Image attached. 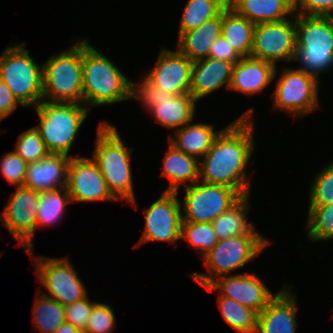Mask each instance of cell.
<instances>
[{
  "label": "cell",
  "mask_w": 333,
  "mask_h": 333,
  "mask_svg": "<svg viewBox=\"0 0 333 333\" xmlns=\"http://www.w3.org/2000/svg\"><path fill=\"white\" fill-rule=\"evenodd\" d=\"M233 66L231 62L209 57L193 61L189 94L200 101L223 86L229 90Z\"/></svg>",
  "instance_id": "obj_20"
},
{
  "label": "cell",
  "mask_w": 333,
  "mask_h": 333,
  "mask_svg": "<svg viewBox=\"0 0 333 333\" xmlns=\"http://www.w3.org/2000/svg\"><path fill=\"white\" fill-rule=\"evenodd\" d=\"M71 157L49 153L37 162L27 163L23 186L41 193L66 187Z\"/></svg>",
  "instance_id": "obj_21"
},
{
  "label": "cell",
  "mask_w": 333,
  "mask_h": 333,
  "mask_svg": "<svg viewBox=\"0 0 333 333\" xmlns=\"http://www.w3.org/2000/svg\"><path fill=\"white\" fill-rule=\"evenodd\" d=\"M215 125L207 123L187 125L175 130L176 136L168 135L169 143L185 154L200 159L209 151L215 138L222 130H215Z\"/></svg>",
  "instance_id": "obj_26"
},
{
  "label": "cell",
  "mask_w": 333,
  "mask_h": 333,
  "mask_svg": "<svg viewBox=\"0 0 333 333\" xmlns=\"http://www.w3.org/2000/svg\"><path fill=\"white\" fill-rule=\"evenodd\" d=\"M72 203L66 187L40 193L37 208V226L45 227L58 223L65 212V206Z\"/></svg>",
  "instance_id": "obj_32"
},
{
  "label": "cell",
  "mask_w": 333,
  "mask_h": 333,
  "mask_svg": "<svg viewBox=\"0 0 333 333\" xmlns=\"http://www.w3.org/2000/svg\"><path fill=\"white\" fill-rule=\"evenodd\" d=\"M34 301L33 327L40 333H54L65 322V306L39 291Z\"/></svg>",
  "instance_id": "obj_30"
},
{
  "label": "cell",
  "mask_w": 333,
  "mask_h": 333,
  "mask_svg": "<svg viewBox=\"0 0 333 333\" xmlns=\"http://www.w3.org/2000/svg\"><path fill=\"white\" fill-rule=\"evenodd\" d=\"M168 144L161 175L170 183L164 191L178 192L182 184L187 187L199 181V160Z\"/></svg>",
  "instance_id": "obj_25"
},
{
  "label": "cell",
  "mask_w": 333,
  "mask_h": 333,
  "mask_svg": "<svg viewBox=\"0 0 333 333\" xmlns=\"http://www.w3.org/2000/svg\"><path fill=\"white\" fill-rule=\"evenodd\" d=\"M193 61L179 50L161 49L155 66L145 78L166 93H189Z\"/></svg>",
  "instance_id": "obj_18"
},
{
  "label": "cell",
  "mask_w": 333,
  "mask_h": 333,
  "mask_svg": "<svg viewBox=\"0 0 333 333\" xmlns=\"http://www.w3.org/2000/svg\"><path fill=\"white\" fill-rule=\"evenodd\" d=\"M203 288L207 291L216 290L221 296L232 298L257 313L261 312L278 293L273 294L255 273L250 272L218 277Z\"/></svg>",
  "instance_id": "obj_17"
},
{
  "label": "cell",
  "mask_w": 333,
  "mask_h": 333,
  "mask_svg": "<svg viewBox=\"0 0 333 333\" xmlns=\"http://www.w3.org/2000/svg\"><path fill=\"white\" fill-rule=\"evenodd\" d=\"M140 82L132 81L131 100H140L158 124L177 130L193 122L197 101L189 93H166L145 77Z\"/></svg>",
  "instance_id": "obj_9"
},
{
  "label": "cell",
  "mask_w": 333,
  "mask_h": 333,
  "mask_svg": "<svg viewBox=\"0 0 333 333\" xmlns=\"http://www.w3.org/2000/svg\"><path fill=\"white\" fill-rule=\"evenodd\" d=\"M7 47L0 55V79L23 107L43 101V66L20 43Z\"/></svg>",
  "instance_id": "obj_7"
},
{
  "label": "cell",
  "mask_w": 333,
  "mask_h": 333,
  "mask_svg": "<svg viewBox=\"0 0 333 333\" xmlns=\"http://www.w3.org/2000/svg\"><path fill=\"white\" fill-rule=\"evenodd\" d=\"M15 146L14 151L27 163L37 162L50 153L35 127L22 132Z\"/></svg>",
  "instance_id": "obj_35"
},
{
  "label": "cell",
  "mask_w": 333,
  "mask_h": 333,
  "mask_svg": "<svg viewBox=\"0 0 333 333\" xmlns=\"http://www.w3.org/2000/svg\"><path fill=\"white\" fill-rule=\"evenodd\" d=\"M54 333H83V331L65 321Z\"/></svg>",
  "instance_id": "obj_43"
},
{
  "label": "cell",
  "mask_w": 333,
  "mask_h": 333,
  "mask_svg": "<svg viewBox=\"0 0 333 333\" xmlns=\"http://www.w3.org/2000/svg\"><path fill=\"white\" fill-rule=\"evenodd\" d=\"M255 24L237 14L229 5L223 10L222 36L241 56H251Z\"/></svg>",
  "instance_id": "obj_28"
},
{
  "label": "cell",
  "mask_w": 333,
  "mask_h": 333,
  "mask_svg": "<svg viewBox=\"0 0 333 333\" xmlns=\"http://www.w3.org/2000/svg\"><path fill=\"white\" fill-rule=\"evenodd\" d=\"M40 193L19 186L0 213L1 223L25 250L33 249Z\"/></svg>",
  "instance_id": "obj_14"
},
{
  "label": "cell",
  "mask_w": 333,
  "mask_h": 333,
  "mask_svg": "<svg viewBox=\"0 0 333 333\" xmlns=\"http://www.w3.org/2000/svg\"><path fill=\"white\" fill-rule=\"evenodd\" d=\"M307 237L311 241L333 240V203L309 205L307 213Z\"/></svg>",
  "instance_id": "obj_33"
},
{
  "label": "cell",
  "mask_w": 333,
  "mask_h": 333,
  "mask_svg": "<svg viewBox=\"0 0 333 333\" xmlns=\"http://www.w3.org/2000/svg\"><path fill=\"white\" fill-rule=\"evenodd\" d=\"M178 192L164 191L144 211L145 228L138 247L150 241L175 243L180 239L182 211Z\"/></svg>",
  "instance_id": "obj_15"
},
{
  "label": "cell",
  "mask_w": 333,
  "mask_h": 333,
  "mask_svg": "<svg viewBox=\"0 0 333 333\" xmlns=\"http://www.w3.org/2000/svg\"><path fill=\"white\" fill-rule=\"evenodd\" d=\"M228 5L254 24L282 21L294 15V0H228Z\"/></svg>",
  "instance_id": "obj_24"
},
{
  "label": "cell",
  "mask_w": 333,
  "mask_h": 333,
  "mask_svg": "<svg viewBox=\"0 0 333 333\" xmlns=\"http://www.w3.org/2000/svg\"><path fill=\"white\" fill-rule=\"evenodd\" d=\"M39 131L47 150L50 153L70 156V150L89 109L83 104L74 102L41 101L35 108Z\"/></svg>",
  "instance_id": "obj_5"
},
{
  "label": "cell",
  "mask_w": 333,
  "mask_h": 333,
  "mask_svg": "<svg viewBox=\"0 0 333 333\" xmlns=\"http://www.w3.org/2000/svg\"><path fill=\"white\" fill-rule=\"evenodd\" d=\"M296 50L293 62L318 78L333 67V17L295 14ZM331 67V68H330Z\"/></svg>",
  "instance_id": "obj_4"
},
{
  "label": "cell",
  "mask_w": 333,
  "mask_h": 333,
  "mask_svg": "<svg viewBox=\"0 0 333 333\" xmlns=\"http://www.w3.org/2000/svg\"><path fill=\"white\" fill-rule=\"evenodd\" d=\"M295 50V14L282 21L255 24L251 57L277 66L281 60L293 61Z\"/></svg>",
  "instance_id": "obj_13"
},
{
  "label": "cell",
  "mask_w": 333,
  "mask_h": 333,
  "mask_svg": "<svg viewBox=\"0 0 333 333\" xmlns=\"http://www.w3.org/2000/svg\"><path fill=\"white\" fill-rule=\"evenodd\" d=\"M66 188L72 202L117 201L92 158L71 156Z\"/></svg>",
  "instance_id": "obj_16"
},
{
  "label": "cell",
  "mask_w": 333,
  "mask_h": 333,
  "mask_svg": "<svg viewBox=\"0 0 333 333\" xmlns=\"http://www.w3.org/2000/svg\"><path fill=\"white\" fill-rule=\"evenodd\" d=\"M218 307L224 321L234 330L239 333H256L258 313L255 310L220 294Z\"/></svg>",
  "instance_id": "obj_31"
},
{
  "label": "cell",
  "mask_w": 333,
  "mask_h": 333,
  "mask_svg": "<svg viewBox=\"0 0 333 333\" xmlns=\"http://www.w3.org/2000/svg\"><path fill=\"white\" fill-rule=\"evenodd\" d=\"M253 110H246L215 138L199 161V181L225 185L241 196L249 195L251 180L245 169L255 148Z\"/></svg>",
  "instance_id": "obj_1"
},
{
  "label": "cell",
  "mask_w": 333,
  "mask_h": 333,
  "mask_svg": "<svg viewBox=\"0 0 333 333\" xmlns=\"http://www.w3.org/2000/svg\"><path fill=\"white\" fill-rule=\"evenodd\" d=\"M25 252L32 255L30 258L36 265L35 274L51 296L44 291L41 292L42 289L38 290L41 294L58 301L63 306L88 296L86 286L78 277L73 264L68 260V256L64 258L36 257L33 254V249Z\"/></svg>",
  "instance_id": "obj_10"
},
{
  "label": "cell",
  "mask_w": 333,
  "mask_h": 333,
  "mask_svg": "<svg viewBox=\"0 0 333 333\" xmlns=\"http://www.w3.org/2000/svg\"><path fill=\"white\" fill-rule=\"evenodd\" d=\"M319 78L300 69L284 67L272 94L273 108L294 118L319 109Z\"/></svg>",
  "instance_id": "obj_11"
},
{
  "label": "cell",
  "mask_w": 333,
  "mask_h": 333,
  "mask_svg": "<svg viewBox=\"0 0 333 333\" xmlns=\"http://www.w3.org/2000/svg\"><path fill=\"white\" fill-rule=\"evenodd\" d=\"M209 58L224 60L235 65L242 57L231 47L225 38L220 35L210 50Z\"/></svg>",
  "instance_id": "obj_41"
},
{
  "label": "cell",
  "mask_w": 333,
  "mask_h": 333,
  "mask_svg": "<svg viewBox=\"0 0 333 333\" xmlns=\"http://www.w3.org/2000/svg\"><path fill=\"white\" fill-rule=\"evenodd\" d=\"M227 6L228 0H188L178 26V37L219 15Z\"/></svg>",
  "instance_id": "obj_29"
},
{
  "label": "cell",
  "mask_w": 333,
  "mask_h": 333,
  "mask_svg": "<svg viewBox=\"0 0 333 333\" xmlns=\"http://www.w3.org/2000/svg\"><path fill=\"white\" fill-rule=\"evenodd\" d=\"M270 240L263 235H238L218 240L215 246L203 257L210 274L189 273L202 287L210 285L215 277L228 276L235 269H242L268 245Z\"/></svg>",
  "instance_id": "obj_8"
},
{
  "label": "cell",
  "mask_w": 333,
  "mask_h": 333,
  "mask_svg": "<svg viewBox=\"0 0 333 333\" xmlns=\"http://www.w3.org/2000/svg\"><path fill=\"white\" fill-rule=\"evenodd\" d=\"M223 11L194 30L182 33L177 39V49L189 60L208 58L216 39L222 35Z\"/></svg>",
  "instance_id": "obj_23"
},
{
  "label": "cell",
  "mask_w": 333,
  "mask_h": 333,
  "mask_svg": "<svg viewBox=\"0 0 333 333\" xmlns=\"http://www.w3.org/2000/svg\"><path fill=\"white\" fill-rule=\"evenodd\" d=\"M288 286L284 285L258 313L256 333H296L297 300Z\"/></svg>",
  "instance_id": "obj_19"
},
{
  "label": "cell",
  "mask_w": 333,
  "mask_h": 333,
  "mask_svg": "<svg viewBox=\"0 0 333 333\" xmlns=\"http://www.w3.org/2000/svg\"><path fill=\"white\" fill-rule=\"evenodd\" d=\"M314 177L309 189V205L333 203V161Z\"/></svg>",
  "instance_id": "obj_36"
},
{
  "label": "cell",
  "mask_w": 333,
  "mask_h": 333,
  "mask_svg": "<svg viewBox=\"0 0 333 333\" xmlns=\"http://www.w3.org/2000/svg\"><path fill=\"white\" fill-rule=\"evenodd\" d=\"M18 106L23 107L0 79V121L12 114Z\"/></svg>",
  "instance_id": "obj_42"
},
{
  "label": "cell",
  "mask_w": 333,
  "mask_h": 333,
  "mask_svg": "<svg viewBox=\"0 0 333 333\" xmlns=\"http://www.w3.org/2000/svg\"><path fill=\"white\" fill-rule=\"evenodd\" d=\"M185 199L181 203L182 221L211 223L232 207L242 196L225 185L197 181L184 187Z\"/></svg>",
  "instance_id": "obj_12"
},
{
  "label": "cell",
  "mask_w": 333,
  "mask_h": 333,
  "mask_svg": "<svg viewBox=\"0 0 333 333\" xmlns=\"http://www.w3.org/2000/svg\"><path fill=\"white\" fill-rule=\"evenodd\" d=\"M294 14L333 16V0H294Z\"/></svg>",
  "instance_id": "obj_40"
},
{
  "label": "cell",
  "mask_w": 333,
  "mask_h": 333,
  "mask_svg": "<svg viewBox=\"0 0 333 333\" xmlns=\"http://www.w3.org/2000/svg\"><path fill=\"white\" fill-rule=\"evenodd\" d=\"M250 194L242 196L232 207L220 214L211 223L218 240L238 235H261L254 223L247 220Z\"/></svg>",
  "instance_id": "obj_27"
},
{
  "label": "cell",
  "mask_w": 333,
  "mask_h": 333,
  "mask_svg": "<svg viewBox=\"0 0 333 333\" xmlns=\"http://www.w3.org/2000/svg\"><path fill=\"white\" fill-rule=\"evenodd\" d=\"M43 66V101L83 104L82 39L48 58Z\"/></svg>",
  "instance_id": "obj_6"
},
{
  "label": "cell",
  "mask_w": 333,
  "mask_h": 333,
  "mask_svg": "<svg viewBox=\"0 0 333 333\" xmlns=\"http://www.w3.org/2000/svg\"><path fill=\"white\" fill-rule=\"evenodd\" d=\"M98 302H91L89 297L65 306V321L84 331L93 307Z\"/></svg>",
  "instance_id": "obj_39"
},
{
  "label": "cell",
  "mask_w": 333,
  "mask_h": 333,
  "mask_svg": "<svg viewBox=\"0 0 333 333\" xmlns=\"http://www.w3.org/2000/svg\"><path fill=\"white\" fill-rule=\"evenodd\" d=\"M109 304L98 302L88 318L83 333H112L116 326L115 314Z\"/></svg>",
  "instance_id": "obj_37"
},
{
  "label": "cell",
  "mask_w": 333,
  "mask_h": 333,
  "mask_svg": "<svg viewBox=\"0 0 333 333\" xmlns=\"http://www.w3.org/2000/svg\"><path fill=\"white\" fill-rule=\"evenodd\" d=\"M180 239H185L189 245L198 249L202 257L218 242L212 223L206 222L182 221Z\"/></svg>",
  "instance_id": "obj_34"
},
{
  "label": "cell",
  "mask_w": 333,
  "mask_h": 333,
  "mask_svg": "<svg viewBox=\"0 0 333 333\" xmlns=\"http://www.w3.org/2000/svg\"><path fill=\"white\" fill-rule=\"evenodd\" d=\"M277 66L251 56L242 57L232 69L229 90L247 96L261 93L278 75Z\"/></svg>",
  "instance_id": "obj_22"
},
{
  "label": "cell",
  "mask_w": 333,
  "mask_h": 333,
  "mask_svg": "<svg viewBox=\"0 0 333 333\" xmlns=\"http://www.w3.org/2000/svg\"><path fill=\"white\" fill-rule=\"evenodd\" d=\"M83 105L88 109L131 99L132 80L111 59L82 39Z\"/></svg>",
  "instance_id": "obj_2"
},
{
  "label": "cell",
  "mask_w": 333,
  "mask_h": 333,
  "mask_svg": "<svg viewBox=\"0 0 333 333\" xmlns=\"http://www.w3.org/2000/svg\"><path fill=\"white\" fill-rule=\"evenodd\" d=\"M133 148L126 147L113 124L100 122L92 159L116 200L121 198L137 208L131 171Z\"/></svg>",
  "instance_id": "obj_3"
},
{
  "label": "cell",
  "mask_w": 333,
  "mask_h": 333,
  "mask_svg": "<svg viewBox=\"0 0 333 333\" xmlns=\"http://www.w3.org/2000/svg\"><path fill=\"white\" fill-rule=\"evenodd\" d=\"M26 167L27 162H25L15 151L6 152L1 158V174L11 185L17 187L23 186Z\"/></svg>",
  "instance_id": "obj_38"
}]
</instances>
